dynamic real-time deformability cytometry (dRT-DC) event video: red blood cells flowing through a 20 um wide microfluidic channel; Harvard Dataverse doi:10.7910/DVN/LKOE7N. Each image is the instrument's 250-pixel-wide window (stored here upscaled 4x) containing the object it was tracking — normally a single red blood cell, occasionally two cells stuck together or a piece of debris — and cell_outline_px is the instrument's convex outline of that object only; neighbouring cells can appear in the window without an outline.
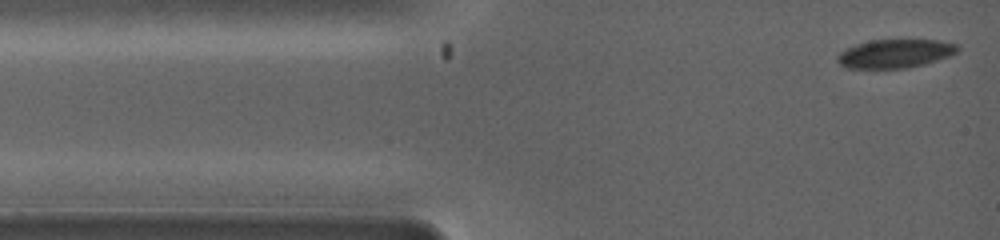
{"species": "common noctule bat (a hibernating species)", "species_latin": "Nyctalus noctula", "temperature_condition": "warm", "stored_images_in_passage": 52, "camera_frame_rate_fps": 5000, "um_per_image_px": 0.085, "animal": {"sex": "female", "body_mass_g": 19.0, "forearm_length_mm": 53.3}, "frame": {"image": 1, "passage_image": 1, "time_ms": 0.0, "image_size_px": [1000, 240], "cell_outline_px": [[960, 48], [956, 52], [948, 56], [924, 64], [904, 68], [844, 68], [836, 60], [836, 56], [840, 52], [856, 44], [872, 40], [936, 40], [960, 44]], "centroid_in_image_um": [76.07, 4.55], "position_along_channel_um": 8.9, "area_um2": 19.94}}
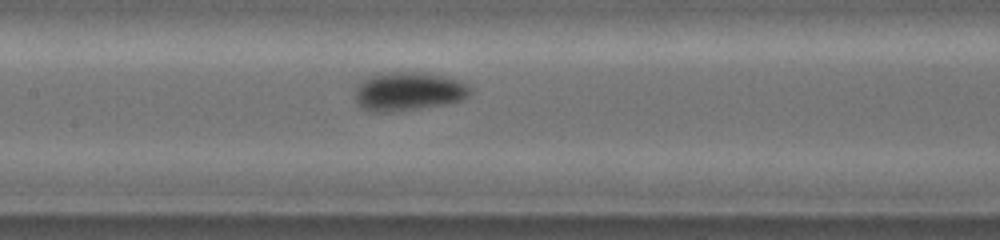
{"frame": {"image": 2, "passage_image": 23, "time_ms": 4.4, "image_size_px": [1000, 240], "cell_outline_px": [[468, 92], [460, 100], [412, 108], [368, 108], [360, 104], [356, 96], [356, 92], [360, 84], [368, 76], [380, 72], [420, 72], [440, 76], [464, 84], [468, 88]], "centroid_in_image_um": [34.68, 7.68], "position_along_channel_um": 172.7, "area_um2": 23.52}}
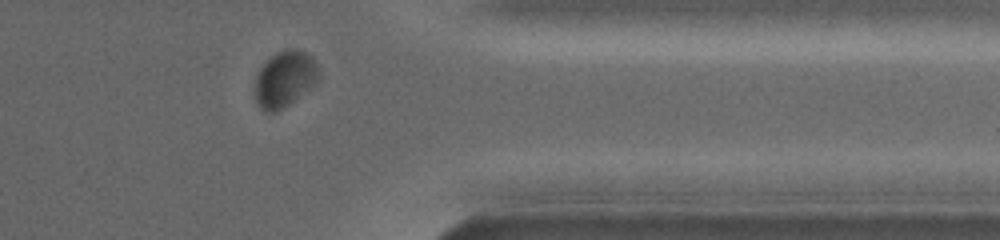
{"frame": {"image": 3, "passage_image": 45, "time_ms": 8.8, "image_size_px": [1000, 240], "cell_outline_px": [[320, 76], [312, 84], [284, 104], [276, 108], [264, 108], [260, 104], [256, 96], [256, 76], [260, 68], [276, 52], [288, 48], [292, 48], [304, 52], [312, 56], [320, 72]], "centroid_in_image_um": [24.23, 6.56], "position_along_channel_um": 387.2, "area_um2": 19.19}}